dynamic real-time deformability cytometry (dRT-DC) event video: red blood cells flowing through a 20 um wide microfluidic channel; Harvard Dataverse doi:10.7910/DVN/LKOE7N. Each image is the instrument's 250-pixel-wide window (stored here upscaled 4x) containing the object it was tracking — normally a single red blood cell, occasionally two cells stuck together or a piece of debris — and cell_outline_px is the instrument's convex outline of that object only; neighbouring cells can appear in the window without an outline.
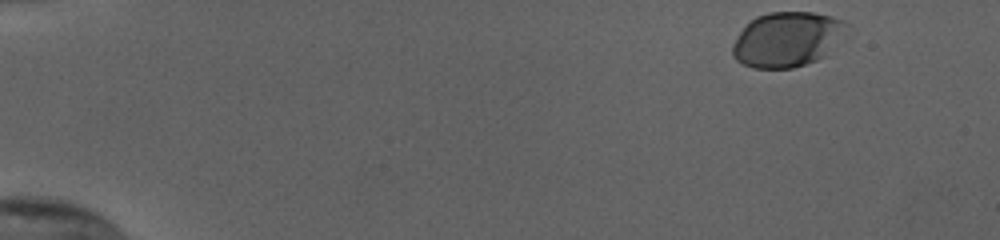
{"species": "human", "species_latin": "Homo sapiens", "temperature_condition": "cold", "stored_images_in_passage": 42, "camera_frame_rate_fps": 3000, "um_per_image_px": 0.085, "donor": {"sex": "female"}, "frame": {"image": 1, "passage_image": 1, "time_ms": 0.0, "image_size_px": [1000, 240], "cell_outline_px": [[848, 24], [824, 56], [816, 60], [792, 68], [752, 68], [736, 60], [732, 56], [732, 44], [740, 32], [756, 16], [768, 12], [812, 12], [832, 16], [844, 20]], "centroid_in_image_um": [66.84, 3.34], "position_along_channel_um": 18.2, "area_um2": 35.89}}
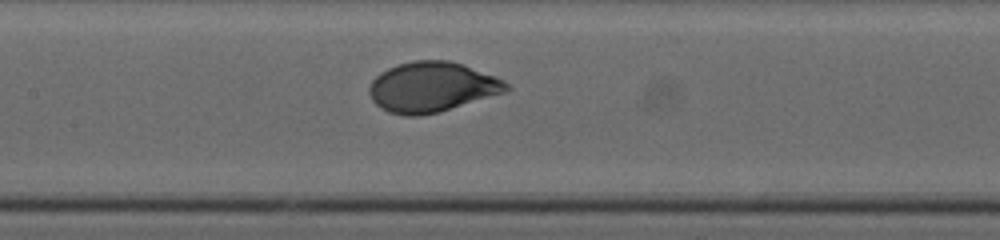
{"frame": {"image": 2, "passage_image": 24, "time_ms": 7.667, "image_size_px": [1000, 240], "cell_outline_px": [[512, 88], [504, 92], [440, 112], [420, 116], [404, 116], [388, 112], [380, 108], [372, 100], [368, 92], [368, 88], [372, 80], [380, 72], [396, 64], [412, 60], [448, 60], [464, 64], [504, 80]], "centroid_in_image_um": [36.68, 7.4], "position_along_channel_um": 170.7, "area_um2": 40.29}}
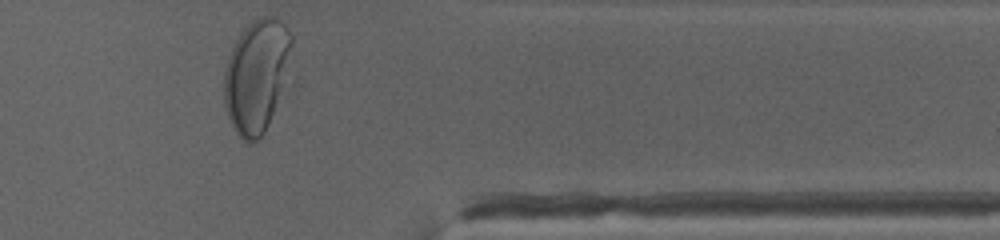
{"frame": {"image": 3, "passage_image": 42, "time_ms": 13.667, "image_size_px": [1000, 240], "cell_outline_px": [[292, 44], [272, 112], [268, 124], [260, 140], [252, 144], [248, 144], [232, 128], [224, 104], [224, 72], [228, 56], [240, 32], [252, 20], [260, 16], [268, 16], [280, 20], [288, 28], [292, 36]], "centroid_in_image_um": [21.73, 6.43], "position_along_channel_um": 389.7, "area_um2": 43.35}, "authors_computed_cell_mechanics": {"area_um2": 39.304, "velocity_mm_per_s": 3.803, "shape_relaxation_time_tau1_ms": 3.4328, "shape_relaxation_time_tau2_ms": null, "deformation_change_tau1": 0.1735, "deformation_change_tau2": null}}